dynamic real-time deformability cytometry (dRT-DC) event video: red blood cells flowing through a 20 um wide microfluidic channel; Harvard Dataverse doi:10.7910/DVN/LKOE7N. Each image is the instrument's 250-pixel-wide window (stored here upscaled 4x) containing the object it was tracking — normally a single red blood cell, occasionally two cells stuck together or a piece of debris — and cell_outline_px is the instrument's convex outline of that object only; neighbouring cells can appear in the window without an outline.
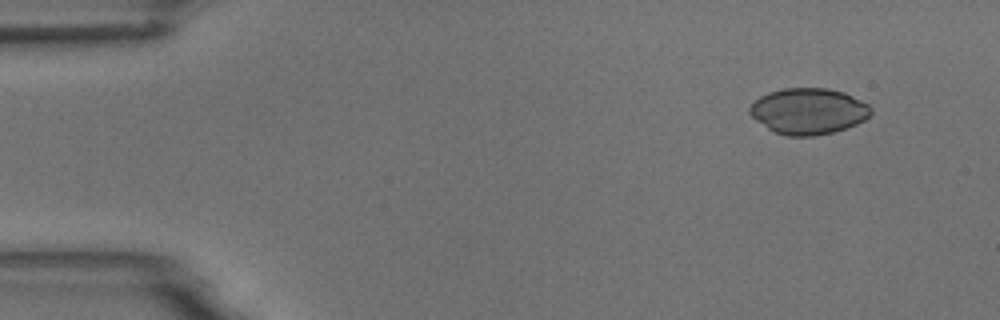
{"species": "common noctule bat (a hibernating species)", "species_latin": "Nyctalus noctula", "temperature_condition": "room temperature", "stored_images_in_passage": 4, "camera_frame_rate_fps": 3000, "um_per_image_px": 0.085, "animal": {"sex": "male", "body_mass_g": 18.8}, "frame": {"image": 1, "passage_image": 1, "time_ms": 0.0, "image_size_px": [1000, 320], "cell_outline_px": [[872, 112], [864, 120], [856, 124], [832, 132], [816, 136], [784, 136], [772, 132], [756, 120], [748, 112], [748, 108], [760, 96], [768, 92], [784, 88], [828, 88], [844, 92], [868, 104], [872, 108]], "centroid_in_image_um": [68.69, 9.45], "position_along_channel_um": 16.3, "area_um2": 32.66}}